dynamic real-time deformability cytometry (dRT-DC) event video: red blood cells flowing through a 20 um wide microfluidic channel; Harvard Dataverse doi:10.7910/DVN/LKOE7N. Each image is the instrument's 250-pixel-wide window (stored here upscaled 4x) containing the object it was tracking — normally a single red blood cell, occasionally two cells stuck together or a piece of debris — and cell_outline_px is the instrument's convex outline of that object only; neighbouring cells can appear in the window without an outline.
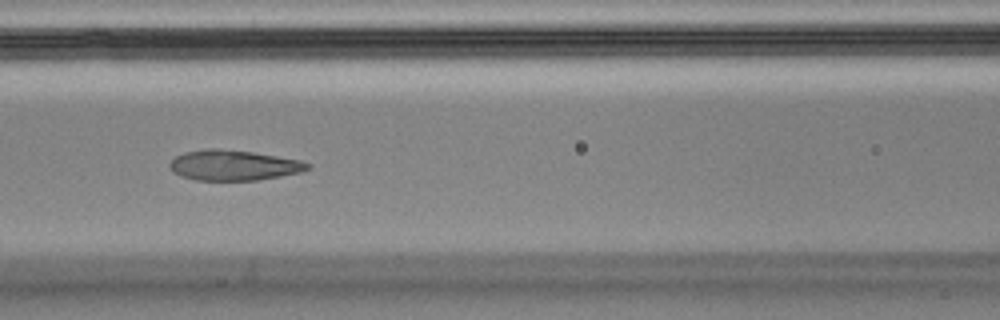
{"species": "Egyptian fruit bat (a non-hibernating species)", "species_latin": "Rousettus aegyptiacus", "temperature_condition": "cold", "stored_images_in_passage": 48, "camera_frame_rate_fps": 3000, "um_per_image_px": 0.085, "animal": {"sex": "male"}, "frame": {"image": 1, "passage_image": 21, "time_ms": 6.667, "image_size_px": [1000, 320], "cell_outline_px": [[312, 168], [300, 172], [280, 176], [256, 180], [196, 180], [180, 176], [172, 172], [168, 164], [176, 156], [184, 152], [204, 148], [220, 148], [252, 152], [300, 160], [312, 164]], "centroid_in_image_um": [19.83, 14.04], "position_along_channel_um": 146.8, "area_um2": 24.51}}
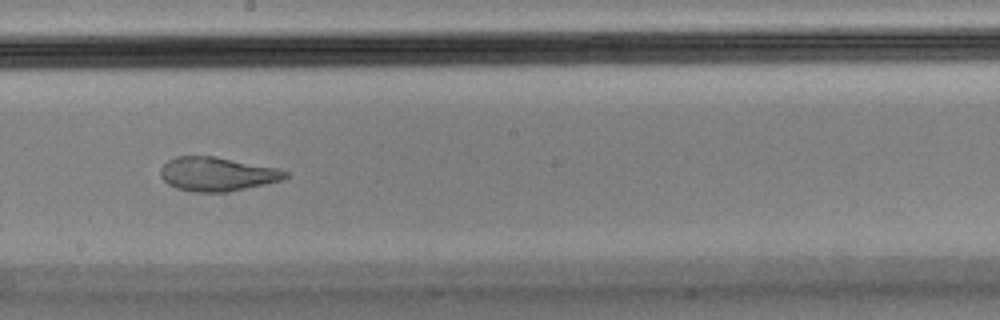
{"frame": {"image": 2, "passage_image": 28, "time_ms": 9.0, "image_size_px": [1000, 320], "cell_outline_px": [[288, 176], [280, 180], [264, 184], [228, 192], [192, 192], [176, 188], [168, 184], [160, 176], [160, 168], [168, 160], [176, 156], [216, 156], [280, 168], [288, 172]], "centroid_in_image_um": [18.44, 14.79], "position_along_channel_um": 229.8, "area_um2": 24.85}, "authors_computed_cell_mechanics": {"area_um2": 25.432, "velocity_mm_per_s": 3.5638, "shape_relaxation_time_tau1_ms": null, "shape_relaxation_time_tau2_ms": 1.3457, "deformation_change_tau1": null, "deformation_change_tau2": 0.0768}}